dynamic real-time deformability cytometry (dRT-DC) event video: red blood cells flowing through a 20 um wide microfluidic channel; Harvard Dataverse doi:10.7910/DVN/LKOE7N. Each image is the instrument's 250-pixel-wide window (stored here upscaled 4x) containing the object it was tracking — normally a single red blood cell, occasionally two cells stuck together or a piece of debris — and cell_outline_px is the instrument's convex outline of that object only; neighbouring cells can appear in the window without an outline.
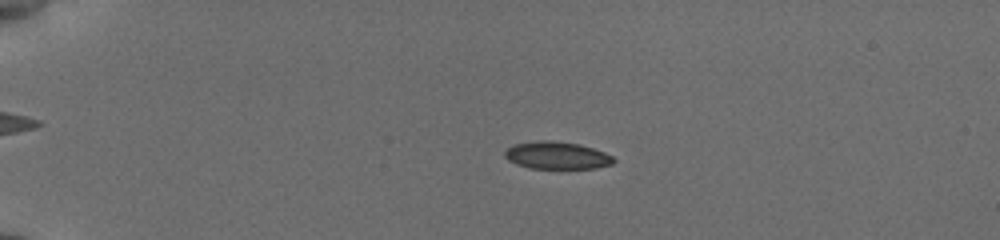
{"species": "common noctule bat (a hibernating species)", "species_latin": "Nyctalus noctula", "temperature_condition": "cold", "stored_images_in_passage": 56, "camera_frame_rate_fps": 3000, "um_per_image_px": 0.085, "animal": {"sex": "female", "body_mass_g": 19.5, "forearm_length_mm": 54.1}, "frame": {"image": 1, "passage_image": 14, "time_ms": 4.333, "image_size_px": [1000, 240], "cell_outline_px": [[616, 160], [612, 164], [596, 168], [528, 168], [516, 164], [508, 160], [504, 156], [504, 152], [508, 148], [516, 144], [536, 140], [552, 140], [580, 144], [604, 152], [612, 156]], "centroid_in_image_um": [47.33, 13.2], "position_along_channel_um": 37.7, "area_um2": 17.4}}
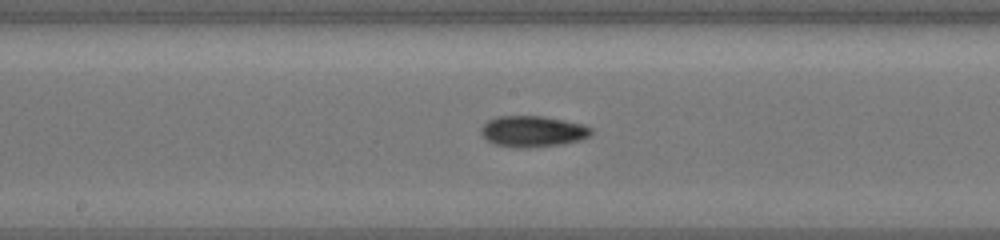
{"frame": {"image": 2, "passage_image": 32, "time_ms": 10.333, "image_size_px": [1000, 240], "cell_outline_px": [[592, 136], [584, 140], [564, 144], [528, 148], [512, 148], [492, 144], [480, 132], [480, 128], [488, 120], [500, 116], [544, 116], [584, 124], [592, 128]], "centroid_in_image_um": [45.33, 11.18], "position_along_channel_um": 202.9, "area_um2": 20.4}}
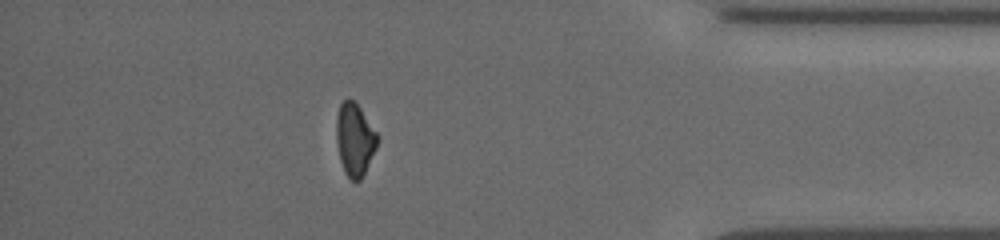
{"frame": {"image": 3, "passage_image": 50, "time_ms": 16.333, "image_size_px": [1000, 240], "cell_outline_px": [[376, 148], [360, 180], [352, 180], [344, 172], [340, 160], [336, 140], [336, 116], [340, 104], [348, 96], [360, 108], [376, 132]], "centroid_in_image_um": [30.11, 11.83], "position_along_channel_um": 405.1, "area_um2": 16.99}, "authors_computed_cell_mechanics": {"area_um2": 17.918, "velocity_mm_per_s": 3.8416, "shape_relaxation_time_tau1_ms": 3.7417, "shape_relaxation_time_tau2_ms": null, "deformation_change_tau1": 0.1132, "deformation_change_tau2": null}}